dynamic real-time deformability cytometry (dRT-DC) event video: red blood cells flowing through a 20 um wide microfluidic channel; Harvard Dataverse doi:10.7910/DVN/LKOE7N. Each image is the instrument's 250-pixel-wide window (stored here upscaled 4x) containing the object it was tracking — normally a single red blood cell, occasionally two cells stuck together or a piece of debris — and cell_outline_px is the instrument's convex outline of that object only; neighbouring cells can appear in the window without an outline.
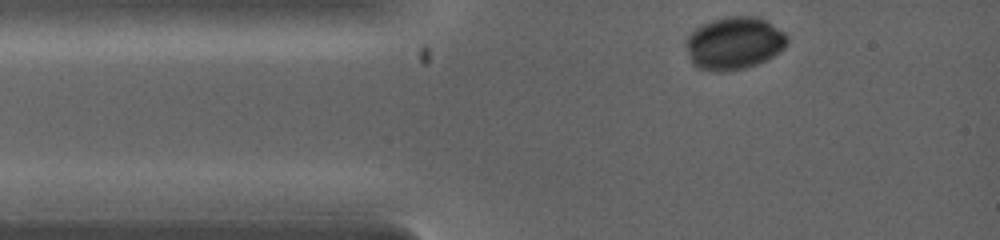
{"species": "common noctule bat (a hibernating species)", "species_latin": "Nyctalus noctula", "temperature_condition": "warm", "stored_images_in_passage": 17, "camera_frame_rate_fps": 5000, "um_per_image_px": 0.085, "animal": {"sex": "female", "body_mass_g": 19.0, "forearm_length_mm": 53.3}, "frame": {"image": 1, "passage_image": 1, "time_ms": 0.0, "image_size_px": [1000, 240], "cell_outline_px": [[788, 44], [780, 52], [768, 60], [744, 68], [700, 68], [692, 64], [688, 56], [684, 44], [684, 40], [696, 28], [712, 20], [728, 16], [756, 16], [768, 20], [784, 32], [788, 36]], "centroid_in_image_um": [62.44, 3.62], "position_along_channel_um": 22.6, "area_um2": 30.75}}
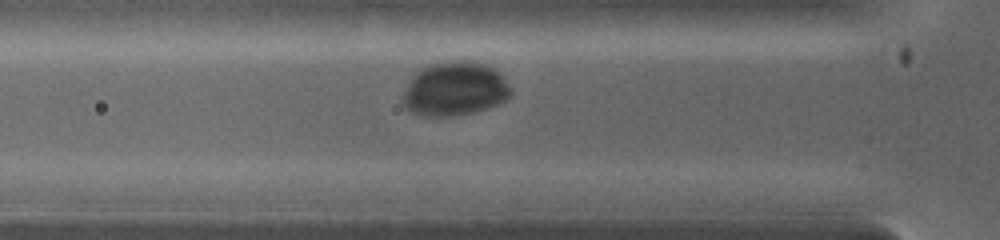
{"frame": {"image": 2, "passage_image": 6, "time_ms": 1.6, "image_size_px": [1000, 240], "cell_outline_px": [[512, 92], [504, 100], [496, 104], [472, 112], [452, 116], [420, 116], [404, 108], [404, 92], [412, 76], [420, 68], [428, 64], [448, 60], [472, 60], [488, 64], [512, 88]], "centroid_in_image_um": [38.62, 7.53], "position_along_channel_um": 87.2, "area_um2": 33.87}}